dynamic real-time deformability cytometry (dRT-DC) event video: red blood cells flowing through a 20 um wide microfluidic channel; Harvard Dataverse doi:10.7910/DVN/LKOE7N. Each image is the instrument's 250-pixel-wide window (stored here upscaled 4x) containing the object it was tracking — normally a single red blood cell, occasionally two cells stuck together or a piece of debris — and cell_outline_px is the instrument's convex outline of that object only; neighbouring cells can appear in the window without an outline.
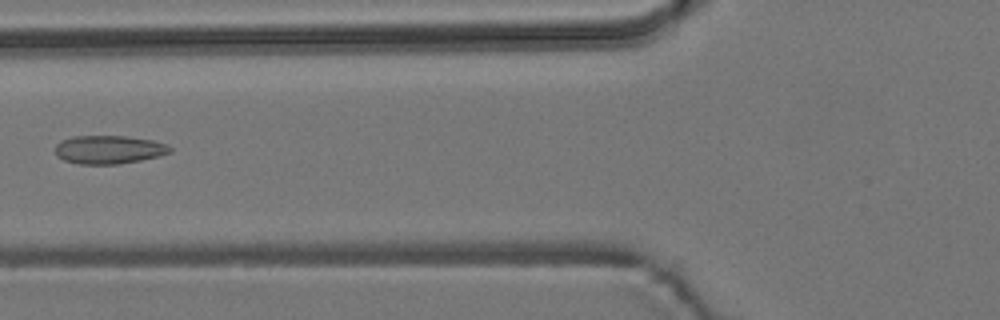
{"species": "common noctule bat (a hibernating species)", "species_latin": "Nyctalus noctula", "temperature_condition": "room temperature", "stored_images_in_passage": 6, "camera_frame_rate_fps": 3000, "um_per_image_px": 0.085, "animal": {"sex": "male", "body_mass_g": 19.2, "forearm_length_mm": 51.8}, "frame": {"image": 1, "passage_image": 6, "time_ms": 5.667, "image_size_px": [1000, 320], "cell_outline_px": [[172, 152], [160, 156], [140, 160], [116, 164], [76, 164], [64, 160], [56, 156], [56, 144], [60, 140], [72, 136], [124, 136], [152, 140], [168, 144], [172, 148]], "centroid_in_image_um": [9.25, 12.71], "position_along_channel_um": 116.5, "area_um2": 19.13}}